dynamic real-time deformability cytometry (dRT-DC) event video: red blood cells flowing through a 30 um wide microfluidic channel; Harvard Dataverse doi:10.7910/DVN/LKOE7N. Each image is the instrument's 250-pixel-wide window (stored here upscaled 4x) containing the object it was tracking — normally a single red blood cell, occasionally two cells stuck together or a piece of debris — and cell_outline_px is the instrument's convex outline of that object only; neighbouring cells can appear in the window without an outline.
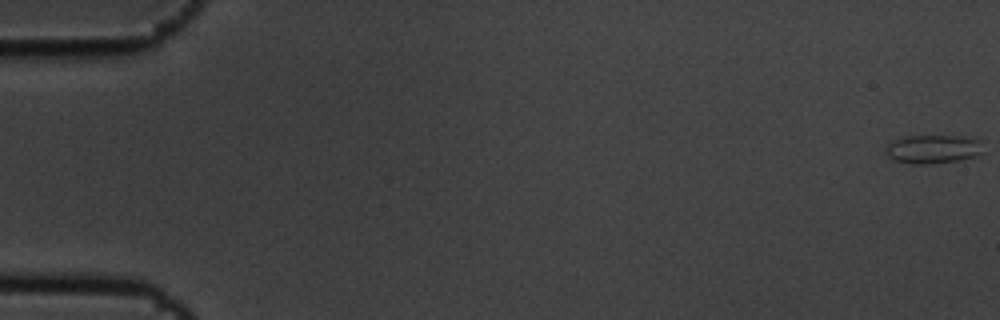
{"species": "common noctule bat (a hibernating species)", "species_latin": "Nyctalus noctula", "temperature_condition": "cold", "stored_images_in_passage": 6, "camera_frame_rate_fps": 3000, "um_per_image_px": 0.085, "animal": {"sex": "male", "body_mass_g": 19.5, "forearm_length_mm": 54.6}, "frame": {"image": 1, "passage_image": 1, "time_ms": 0.0, "image_size_px": [1000, 320], "cell_outline_px": [[984, 152], [976, 156], [960, 160], [924, 164], [908, 164], [896, 160], [888, 156], [884, 152], [884, 148], [892, 140], [908, 136], [964, 136], [980, 140]], "centroid_in_image_um": [79.3, 12.67], "position_along_channel_um": 5.7, "area_um2": 16.42}}
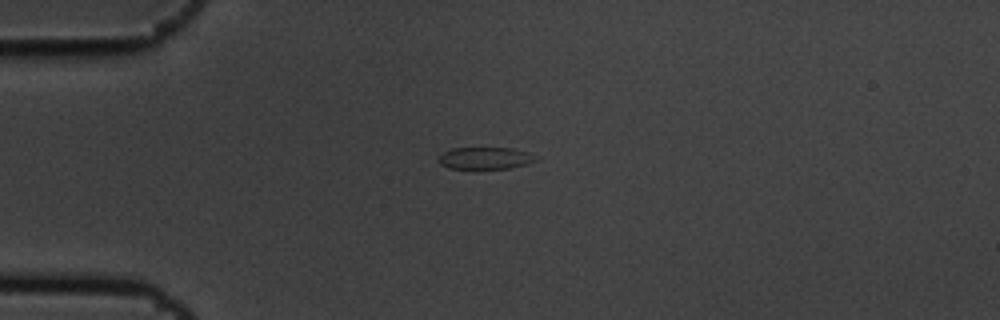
{"frame": {"image": 2, "passage_image": 5, "time_ms": 1.333, "image_size_px": [1000, 320], "cell_outline_px": [[540, 160], [528, 164], [508, 168], [448, 168], [440, 164], [440, 156], [444, 152], [452, 148], [512, 148], [528, 152]], "centroid_in_image_um": [41.29, 13.44], "position_along_channel_um": 43.7, "area_um2": 12.31}}